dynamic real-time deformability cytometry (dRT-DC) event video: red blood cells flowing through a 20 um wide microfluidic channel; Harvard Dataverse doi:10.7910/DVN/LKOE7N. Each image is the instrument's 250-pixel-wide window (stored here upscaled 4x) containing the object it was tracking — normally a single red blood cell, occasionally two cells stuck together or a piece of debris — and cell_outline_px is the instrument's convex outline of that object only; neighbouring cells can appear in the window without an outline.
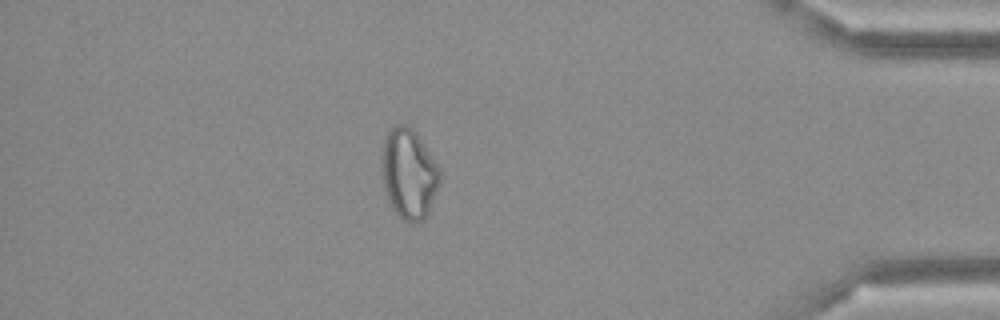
{"species": "Egyptian fruit bat (a non-hibernating species)", "species_latin": "Rousettus aegyptiacus", "temperature_condition": "cold", "stored_images_in_passage": 42, "camera_frame_rate_fps": 3000, "um_per_image_px": 0.085, "frame": {"image": 1, "passage_image": 36, "time_ms": 11.667, "image_size_px": [1000, 320], "cell_outline_px": [[440, 184], [428, 216], [424, 220], [416, 224], [408, 224], [392, 208], [388, 200], [384, 188], [380, 172], [380, 156], [384, 136], [388, 128], [396, 124], [408, 124], [416, 132], [440, 168]], "centroid_in_image_um": [34.73, 14.76], "position_along_channel_um": 400.5, "area_um2": 31.62}}